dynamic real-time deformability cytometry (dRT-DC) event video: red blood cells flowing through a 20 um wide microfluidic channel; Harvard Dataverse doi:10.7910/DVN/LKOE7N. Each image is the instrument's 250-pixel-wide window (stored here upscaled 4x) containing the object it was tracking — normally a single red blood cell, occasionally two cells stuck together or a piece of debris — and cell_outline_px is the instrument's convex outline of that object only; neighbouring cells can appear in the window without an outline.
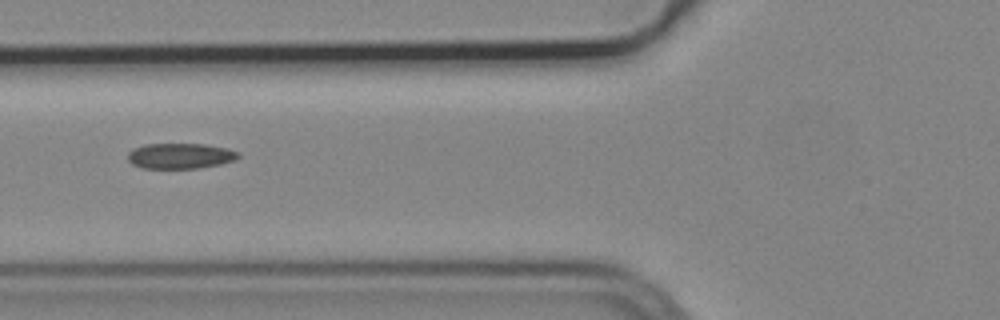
{"species": "common noctule bat (a hibernating species)", "species_latin": "Nyctalus noctula", "temperature_condition": "cold", "stored_images_in_passage": 7, "camera_frame_rate_fps": 3000, "um_per_image_px": 0.085, "animal": {"sex": "male", "body_mass_g": 19.2, "forearm_length_mm": 51.8}, "frame": {"image": 1, "passage_image": 5, "time_ms": 1.333, "image_size_px": [1000, 320], "cell_outline_px": [[240, 156], [236, 160], [220, 164], [196, 168], [140, 168], [132, 164], [128, 160], [128, 152], [132, 148], [144, 144], [208, 144], [228, 148], [240, 152]], "centroid_in_image_um": [15.33, 13.24], "position_along_channel_um": 110.5, "area_um2": 16.65}}
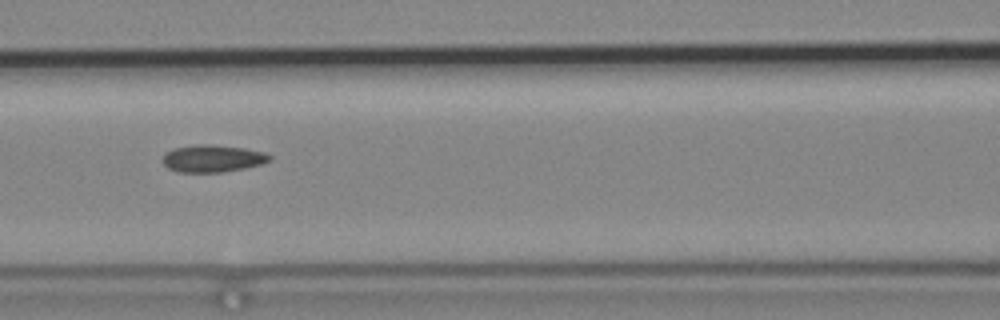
{"frame": {"image": 2, "passage_image": 6, "time_ms": 1.667, "image_size_px": [1000, 320], "cell_outline_px": [[272, 160], [260, 164], [244, 168], [220, 172], [180, 172], [168, 168], [164, 164], [164, 152], [172, 148], [196, 144], [212, 144], [244, 148], [264, 152], [272, 156]], "centroid_in_image_um": [18.06, 13.45], "position_along_channel_um": 148.5, "area_um2": 16.99}}
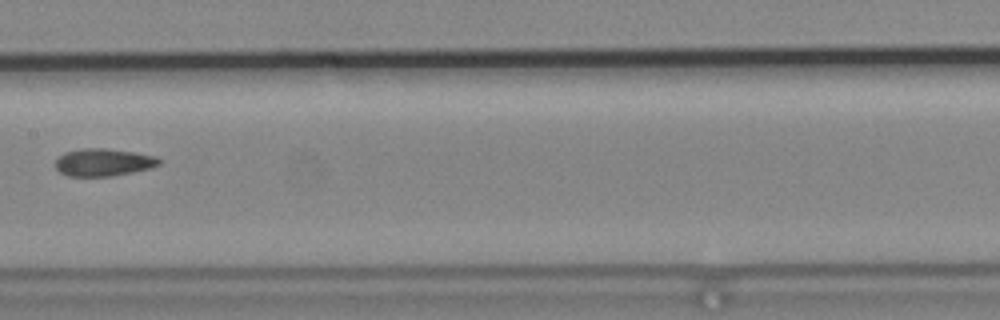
{"frame": {"image": 3, "passage_image": 7, "time_ms": 2.0, "image_size_px": [1000, 320], "cell_outline_px": [[164, 160], [160, 164], [152, 168], [112, 176], [68, 176], [60, 172], [56, 168], [56, 160], [64, 152], [80, 148], [108, 148], [136, 152], [156, 156]], "centroid_in_image_um": [8.84, 13.78], "position_along_channel_um": 198.6, "area_um2": 16.88}}